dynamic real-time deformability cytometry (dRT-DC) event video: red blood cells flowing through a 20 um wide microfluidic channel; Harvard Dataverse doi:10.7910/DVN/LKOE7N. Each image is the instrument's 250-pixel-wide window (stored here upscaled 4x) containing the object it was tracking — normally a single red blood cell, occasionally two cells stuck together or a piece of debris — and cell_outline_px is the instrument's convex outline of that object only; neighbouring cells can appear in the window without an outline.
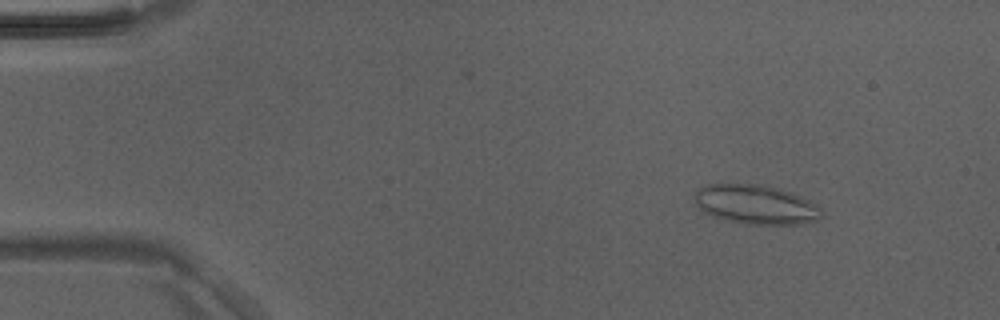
{"species": "Egyptian fruit bat (a non-hibernating species)", "species_latin": "Rousettus aegyptiacus", "temperature_condition": "room temperature", "stored_images_in_passage": 43, "camera_frame_rate_fps": 3000, "um_per_image_px": 0.085, "animal": {"sex": "male"}, "frame": {"image": 1, "passage_image": 6, "time_ms": 1.667, "image_size_px": [1000, 320], "cell_outline_px": [[824, 216], [820, 220], [804, 224], [744, 224], [724, 220], [700, 212], [696, 204], [696, 192], [704, 184], [760, 184], [792, 192], [816, 204], [820, 208]], "centroid_in_image_um": [64.25, 17.4], "position_along_channel_um": 20.7, "area_um2": 29.42}}
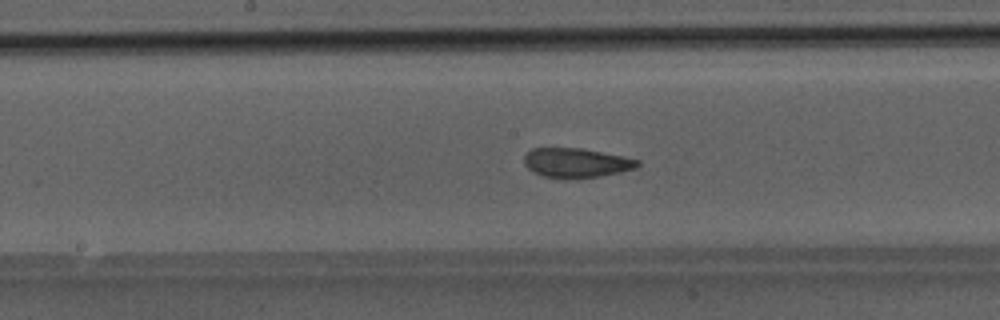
{"frame": {"image": 2, "passage_image": 25, "time_ms": 8.0, "image_size_px": [1000, 320], "cell_outline_px": [[640, 164], [636, 168], [620, 172], [600, 176], [576, 180], [568, 180], [544, 176], [532, 172], [524, 164], [524, 156], [532, 148], [580, 148], [624, 156], [640, 160]], "centroid_in_image_um": [48.98, 13.86], "position_along_channel_um": 199.2, "area_um2": 19.83}}
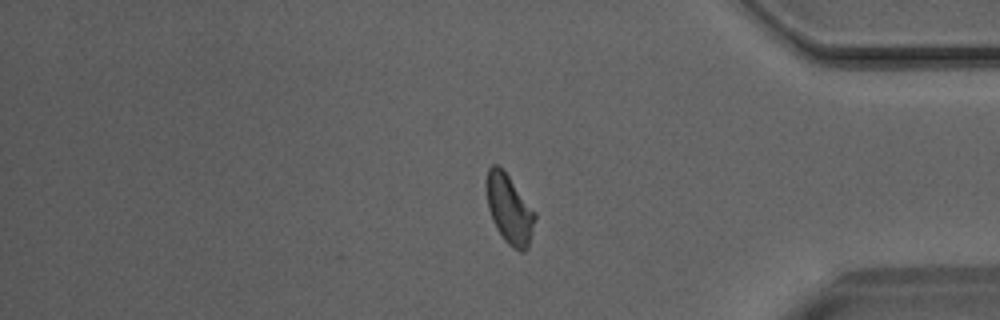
{"frame": {"image": 3, "passage_image": 40, "time_ms": 13.0, "image_size_px": [1000, 320], "cell_outline_px": [[536, 216], [528, 248], [524, 252], [520, 252], [512, 248], [504, 240], [496, 228], [492, 220], [488, 208], [484, 184], [488, 168], [492, 164], [496, 164], [508, 176], [536, 212]], "centroid_in_image_um": [43.27, 17.79], "position_along_channel_um": 391.9, "area_um2": 19.71}}